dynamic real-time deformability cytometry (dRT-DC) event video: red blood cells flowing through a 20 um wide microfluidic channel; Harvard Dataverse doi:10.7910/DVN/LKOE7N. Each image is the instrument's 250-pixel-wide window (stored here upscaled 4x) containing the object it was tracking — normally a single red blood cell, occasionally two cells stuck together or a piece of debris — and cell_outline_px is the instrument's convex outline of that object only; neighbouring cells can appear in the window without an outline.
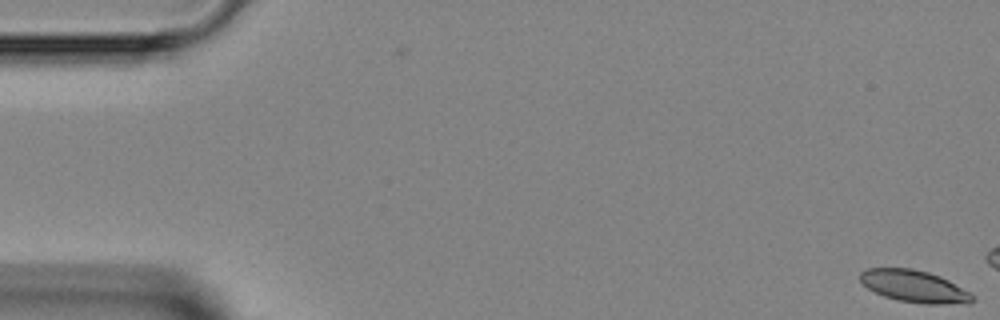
{"species": "Egyptian fruit bat (a non-hibernating species)", "species_latin": "Rousettus aegyptiacus", "temperature_condition": "room temperature", "stored_images_in_passage": 9, "camera_frame_rate_fps": 3000, "um_per_image_px": 0.085, "animal": {"sex": "female"}, "frame": {"image": 1, "passage_image": 1, "time_ms": 0.0, "image_size_px": [1000, 320], "cell_outline_px": [[976, 300], [968, 304], [924, 304], [896, 300], [884, 296], [868, 288], [860, 280], [860, 272], [868, 268], [912, 268], [928, 272], [940, 276], [948, 280], [968, 292]], "centroid_in_image_um": [77.72, 24.34], "position_along_channel_um": 7.3, "area_um2": 20.92}}